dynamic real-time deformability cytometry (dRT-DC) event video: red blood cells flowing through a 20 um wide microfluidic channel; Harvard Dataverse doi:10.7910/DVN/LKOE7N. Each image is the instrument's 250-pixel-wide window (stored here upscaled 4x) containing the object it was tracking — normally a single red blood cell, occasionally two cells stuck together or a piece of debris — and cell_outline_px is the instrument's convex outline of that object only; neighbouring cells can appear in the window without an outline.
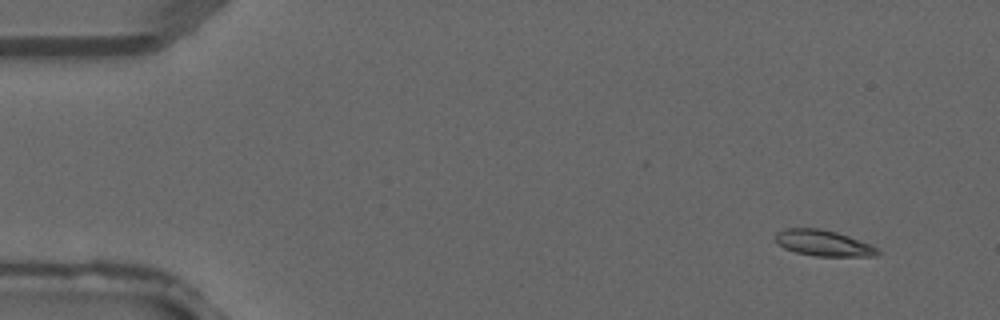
{"species": "common noctule bat (a hibernating species)", "species_latin": "Nyctalus noctula", "temperature_condition": "warm", "stored_images_in_passage": 4, "camera_frame_rate_fps": 3000, "um_per_image_px": 0.085, "animal": {"sex": "male", "forearm_length_mm": 52.5}, "frame": {"image": 1, "passage_image": 1, "time_ms": 0.0, "image_size_px": [1000, 320], "cell_outline_px": [[880, 252], [876, 256], [816, 256], [796, 252], [784, 248], [776, 240], [776, 232], [784, 228], [820, 228], [836, 232], [872, 244]], "centroid_in_image_um": [70.0, 20.65], "position_along_channel_um": 15.0, "area_um2": 15.37}}
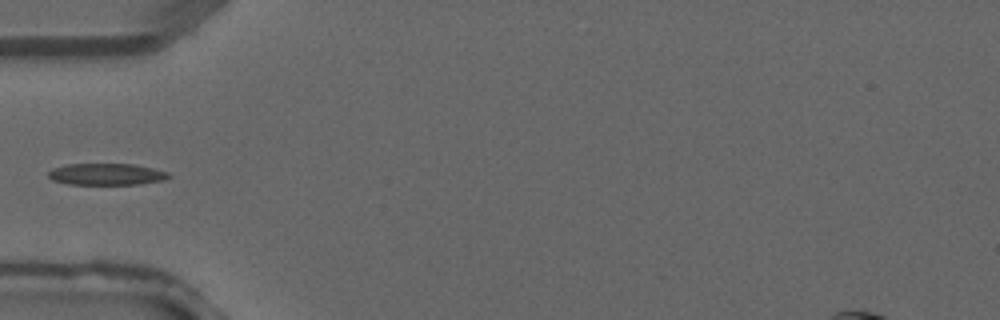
{"frame": {"image": 2, "passage_image": 4, "time_ms": 1.0, "image_size_px": [1000, 320], "cell_outline_px": [[172, 176], [164, 180], [140, 184], [68, 184], [52, 180], [48, 176], [48, 172], [52, 168], [68, 164], [136, 164], [168, 172]], "centroid_in_image_um": [9.06, 14.81], "position_along_channel_um": 75.9, "area_um2": 15.2}}